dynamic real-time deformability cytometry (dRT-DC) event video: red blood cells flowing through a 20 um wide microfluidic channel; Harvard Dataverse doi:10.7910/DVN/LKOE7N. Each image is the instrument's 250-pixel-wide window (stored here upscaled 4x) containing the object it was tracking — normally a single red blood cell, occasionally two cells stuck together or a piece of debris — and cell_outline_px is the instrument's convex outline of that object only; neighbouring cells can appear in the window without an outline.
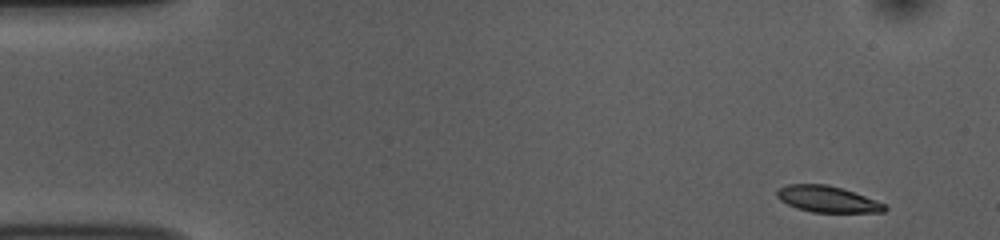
{"species": "common noctule bat (a hibernating species)", "species_latin": "Nyctalus noctula", "temperature_condition": "room temperature", "stored_images_in_passage": 50, "camera_frame_rate_fps": 3000, "um_per_image_px": 0.085, "animal": {"sex": "female", "body_mass_g": 10.0, "forearm_length_mm": 53.1}, "frame": {"image": 1, "passage_image": 1, "time_ms": 0.0, "image_size_px": [1000, 240], "cell_outline_px": [[888, 208], [884, 212], [812, 212], [796, 208], [780, 200], [776, 196], [776, 192], [780, 188], [788, 184], [828, 184], [864, 196], [884, 204]], "centroid_in_image_um": [70.29, 16.93], "position_along_channel_um": 14.7, "area_um2": 16.24}}
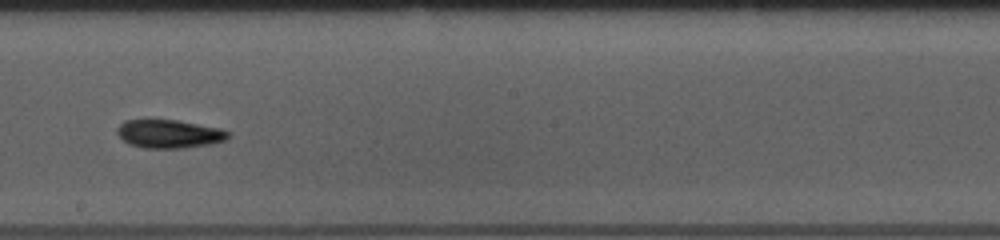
{"frame": {"image": 2, "passage_image": 27, "time_ms": 8.667, "image_size_px": [1000, 240], "cell_outline_px": [[228, 136], [224, 140], [212, 144], [184, 148], [144, 148], [128, 144], [116, 132], [116, 128], [124, 120], [176, 120], [220, 128], [228, 132]], "centroid_in_image_um": [14.34, 11.38], "position_along_channel_um": 233.9, "area_um2": 18.26}}
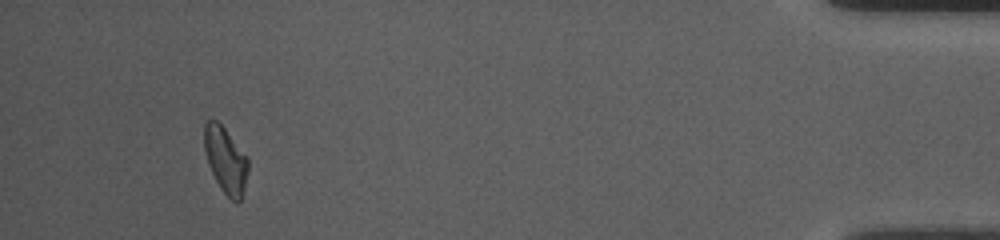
{"frame": {"image": 3, "passage_image": 47, "time_ms": 15.333, "image_size_px": [1000, 240], "cell_outline_px": [[248, 172], [240, 200], [236, 204], [220, 188], [208, 164], [204, 148], [204, 124], [208, 120], [216, 120], [224, 128], [248, 156]], "centroid_in_image_um": [19.18, 13.59], "position_along_channel_um": 416.0, "area_um2": 16.76}, "authors_computed_cell_mechanics": {"area_um2": 17.3111, "velocity_mm_per_s": 3.741, "shape_relaxation_time_tau1_ms": 6.0438, "shape_relaxation_time_tau2_ms": null, "deformation_change_tau1": 0.1447, "deformation_change_tau2": null}}